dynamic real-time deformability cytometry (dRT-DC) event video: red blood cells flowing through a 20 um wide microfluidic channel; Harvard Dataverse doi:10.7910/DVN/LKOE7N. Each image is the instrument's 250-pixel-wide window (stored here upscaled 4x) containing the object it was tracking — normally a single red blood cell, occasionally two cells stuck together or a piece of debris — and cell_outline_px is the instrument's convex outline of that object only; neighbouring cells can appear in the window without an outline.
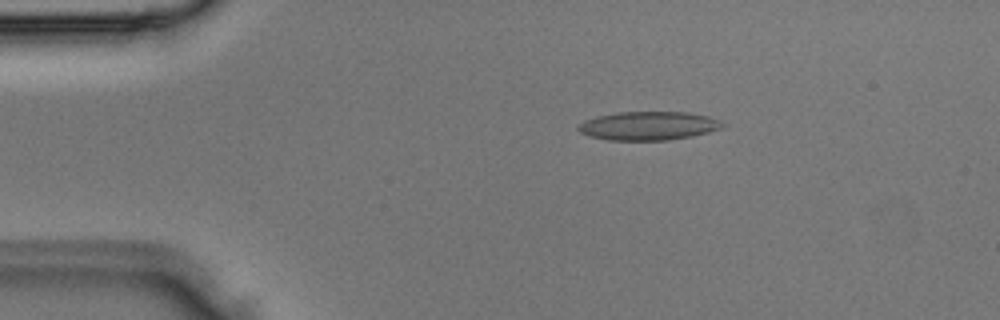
{"species": "Egyptian fruit bat (a non-hibernating species)", "species_latin": "Rousettus aegyptiacus", "temperature_condition": "room temperature", "stored_images_in_passage": 2, "camera_frame_rate_fps": 3000, "um_per_image_px": 0.085, "animal": {"sex": "male"}, "frame": {"image": 1, "passage_image": 1, "time_ms": 0.0, "image_size_px": [1000, 320], "cell_outline_px": [[724, 124], [720, 128], [708, 132], [692, 136], [668, 140], [608, 140], [588, 136], [580, 132], [576, 128], [584, 120], [596, 116], [616, 112], [684, 112], [708, 116]], "centroid_in_image_um": [55.04, 10.69], "position_along_channel_um": 30.0, "area_um2": 23.93}}